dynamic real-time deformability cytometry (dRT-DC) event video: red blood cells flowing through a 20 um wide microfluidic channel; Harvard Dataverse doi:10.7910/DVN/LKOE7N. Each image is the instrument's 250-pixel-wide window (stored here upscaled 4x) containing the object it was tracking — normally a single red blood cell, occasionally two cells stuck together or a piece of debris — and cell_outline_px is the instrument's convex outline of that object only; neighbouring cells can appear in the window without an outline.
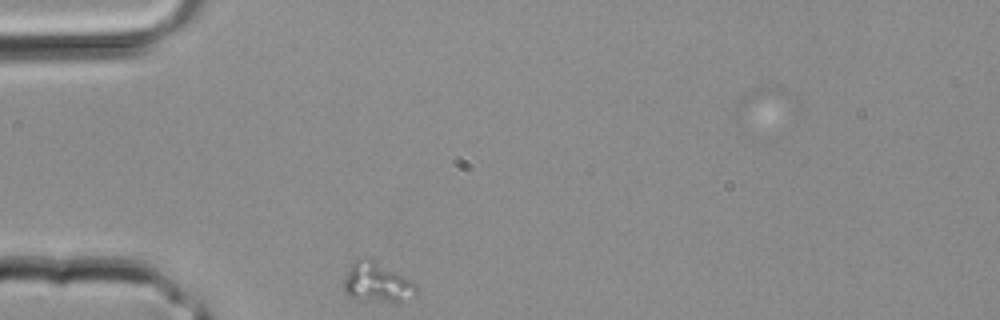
{"species": "common noctule bat (a hibernating species)", "species_latin": "Nyctalus noctula", "temperature_condition": "room temperature", "stored_images_in_passage": 1, "camera_frame_rate_fps": 3000, "um_per_image_px": 0.085, "animal": {"sex": "male", "body_mass_g": 20.4}, "frame": {"image": 1, "passage_image": 1, "time_ms": 0.0, "image_size_px": [1000, 320], "cell_outline_px": [[420, 288], [416, 292], [400, 300], [388, 300], [352, 296], [344, 292], [344, 280], [352, 264], [356, 260], [364, 256], [368, 256], [412, 280]], "centroid_in_image_um": [32.06, 23.91], "position_along_channel_um": 52.9, "area_um2": 15.9}}